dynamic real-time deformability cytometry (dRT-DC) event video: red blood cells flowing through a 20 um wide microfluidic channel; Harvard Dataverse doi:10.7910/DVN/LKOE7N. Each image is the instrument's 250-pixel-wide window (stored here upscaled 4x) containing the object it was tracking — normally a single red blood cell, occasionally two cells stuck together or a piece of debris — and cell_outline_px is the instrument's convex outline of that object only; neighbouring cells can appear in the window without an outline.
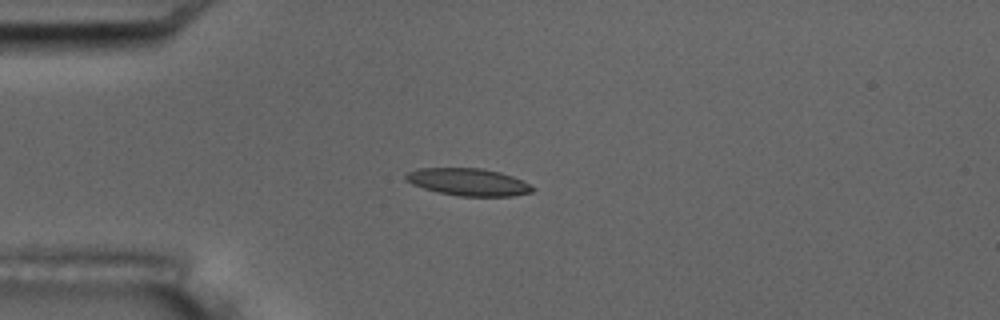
{"species": "common noctule bat (a hibernating species)", "species_latin": "Nyctalus noctula", "temperature_condition": "room temperature", "stored_images_in_passage": 4, "camera_frame_rate_fps": 3000, "um_per_image_px": 0.085, "animal": {"sex": "male", "body_mass_g": 17.5, "forearm_length_mm": 52.3}, "frame": {"image": 1, "passage_image": 3, "time_ms": 3.667, "image_size_px": [1000, 320], "cell_outline_px": [[536, 188], [532, 192], [512, 196], [460, 196], [440, 192], [424, 188], [412, 184], [404, 180], [404, 176], [408, 172], [420, 168], [480, 168], [500, 172], [512, 176]], "centroid_in_image_um": [39.79, 15.47], "position_along_channel_um": 45.2, "area_um2": 20.0}}